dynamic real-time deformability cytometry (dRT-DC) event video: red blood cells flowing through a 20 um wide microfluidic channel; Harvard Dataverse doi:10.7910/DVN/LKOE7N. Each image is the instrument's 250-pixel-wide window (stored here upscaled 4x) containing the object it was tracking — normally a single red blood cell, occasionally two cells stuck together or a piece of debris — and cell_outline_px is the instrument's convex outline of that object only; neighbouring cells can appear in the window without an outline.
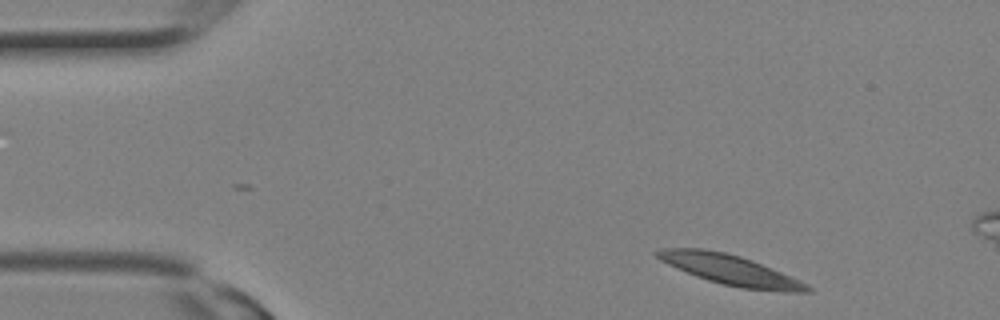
{"species": "Egyptian fruit bat (a non-hibernating species)", "species_latin": "Rousettus aegyptiacus", "temperature_condition": "room temperature", "stored_images_in_passage": 2, "camera_frame_rate_fps": 3000, "um_per_image_px": 0.085, "animal": {"sex": "female"}, "frame": {"image": 1, "passage_image": 1, "time_ms": 0.0, "image_size_px": [1000, 320], "cell_outline_px": [[812, 292], [784, 292], [740, 288], [708, 280], [696, 276], [668, 264], [660, 260], [652, 252], [660, 248], [704, 248], [724, 252], [740, 256], [752, 260], [808, 284], [812, 288]], "centroid_in_image_um": [62.06, 22.93], "position_along_channel_um": 22.9, "area_um2": 26.13}}